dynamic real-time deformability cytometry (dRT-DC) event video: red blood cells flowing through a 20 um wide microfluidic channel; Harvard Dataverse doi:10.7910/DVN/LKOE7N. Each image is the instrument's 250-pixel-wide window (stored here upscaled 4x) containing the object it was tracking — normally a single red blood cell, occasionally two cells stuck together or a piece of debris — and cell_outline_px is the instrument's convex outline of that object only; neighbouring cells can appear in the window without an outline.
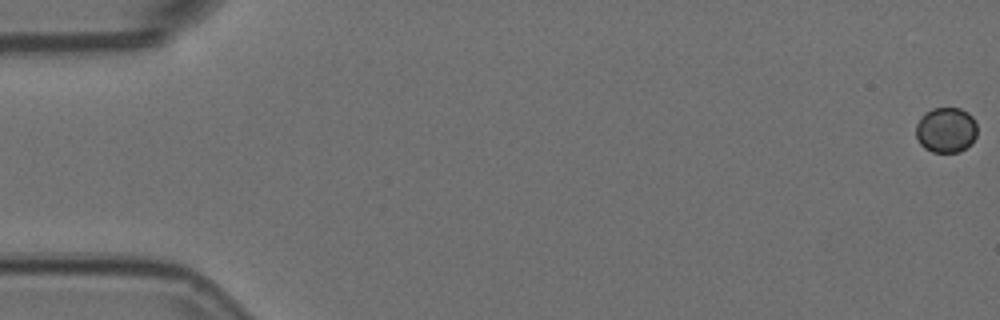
{"species": "Egyptian fruit bat (a non-hibernating species)", "species_latin": "Rousettus aegyptiacus", "temperature_condition": "room temperature", "stored_images_in_passage": 9, "camera_frame_rate_fps": 3000, "um_per_image_px": 0.085, "animal": {"sex": "female"}, "frame": {"image": 1, "passage_image": 1, "time_ms": 0.0, "image_size_px": [1000, 320], "cell_outline_px": [[976, 136], [972, 144], [960, 152], [932, 152], [924, 148], [920, 144], [916, 136], [916, 124], [924, 112], [932, 108], [960, 108], [968, 112], [972, 116], [976, 124]], "centroid_in_image_um": [80.41, 11.05], "position_along_channel_um": 4.6, "area_um2": 16.42}}
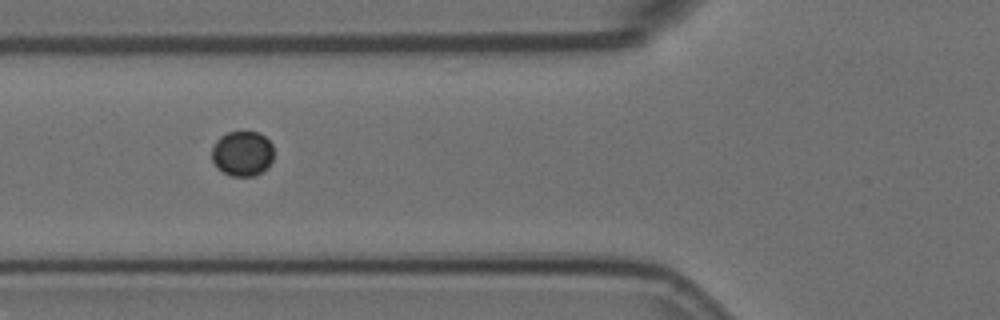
{"frame": {"image": 2, "passage_image": 7, "time_ms": 2.0, "image_size_px": [1000, 320], "cell_outline_px": [[272, 160], [260, 172], [252, 176], [232, 176], [216, 168], [212, 160], [212, 148], [216, 140], [220, 136], [228, 132], [260, 132], [272, 144]], "centroid_in_image_um": [20.56, 13.03], "position_along_channel_um": 105.2, "area_um2": 16.13}}
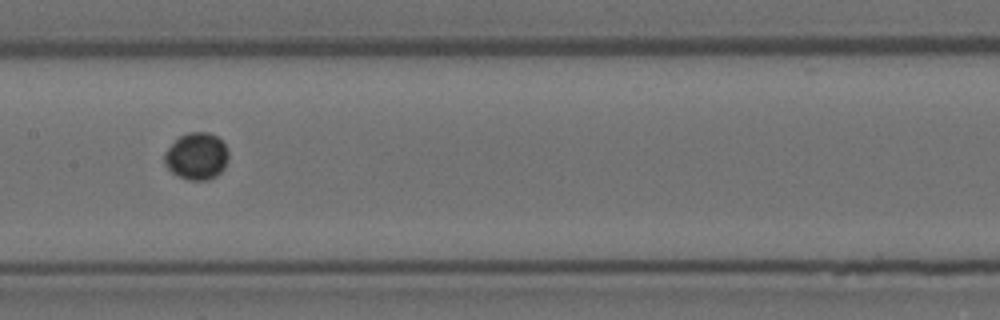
{"frame": {"image": 3, "passage_image": 9, "time_ms": 2.667, "image_size_px": [1000, 320], "cell_outline_px": [[228, 160], [224, 168], [216, 176], [208, 180], [188, 180], [172, 172], [168, 168], [164, 160], [164, 152], [180, 136], [188, 132], [208, 132], [216, 136], [224, 144], [228, 152]], "centroid_in_image_um": [16.72, 13.28], "position_along_channel_um": 190.7, "area_um2": 17.4}}